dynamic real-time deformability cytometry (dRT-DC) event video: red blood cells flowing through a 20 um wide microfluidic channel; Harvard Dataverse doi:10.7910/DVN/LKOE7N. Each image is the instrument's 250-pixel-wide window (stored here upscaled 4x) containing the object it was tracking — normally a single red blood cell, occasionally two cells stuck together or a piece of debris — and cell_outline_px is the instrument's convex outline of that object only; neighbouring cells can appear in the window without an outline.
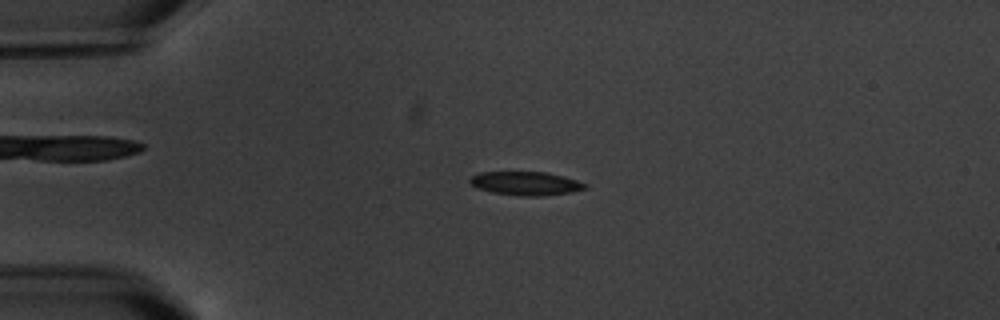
{"species": "common noctule bat (a hibernating species)", "species_latin": "Nyctalus noctula", "temperature_condition": "warm", "stored_images_in_passage": 6, "camera_frame_rate_fps": 3000, "um_per_image_px": 0.085, "animal": {"sex": "male", "body_mass_g": 20.1, "forearm_length_mm": 53.5}, "frame": {"image": 1, "passage_image": 4, "time_ms": 3.333, "image_size_px": [1000, 320], "cell_outline_px": [[588, 188], [572, 192], [544, 196], [520, 196], [492, 192], [476, 188], [468, 180], [472, 176], [480, 172], [544, 172], [564, 176], [588, 184]], "centroid_in_image_um": [44.71, 15.59], "position_along_channel_um": 40.3, "area_um2": 15.95}}